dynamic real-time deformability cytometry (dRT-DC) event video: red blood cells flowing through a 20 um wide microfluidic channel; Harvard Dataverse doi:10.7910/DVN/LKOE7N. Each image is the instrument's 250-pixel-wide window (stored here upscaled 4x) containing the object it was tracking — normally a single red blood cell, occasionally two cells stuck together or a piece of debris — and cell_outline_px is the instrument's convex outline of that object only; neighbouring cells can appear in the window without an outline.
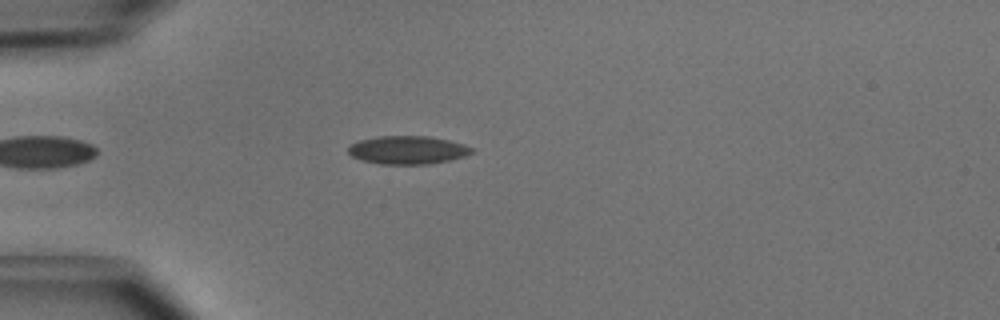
{"species": "common noctule bat (a hibernating species)", "species_latin": "Nyctalus noctula", "temperature_condition": "cold", "stored_images_in_passage": 2, "camera_frame_rate_fps": 3000, "um_per_image_px": 0.085, "animal": {"sex": "male", "body_mass_g": 15.6}, "frame": {"image": 1, "passage_image": 1, "time_ms": 0.0, "image_size_px": [1000, 320], "cell_outline_px": [[476, 148], [472, 152], [464, 156], [448, 160], [428, 164], [380, 164], [360, 160], [352, 156], [348, 152], [348, 148], [352, 144], [360, 140], [376, 136], [428, 136], [448, 140], [464, 144]], "centroid_in_image_um": [34.65, 12.75], "position_along_channel_um": 50.4, "area_um2": 20.29}}